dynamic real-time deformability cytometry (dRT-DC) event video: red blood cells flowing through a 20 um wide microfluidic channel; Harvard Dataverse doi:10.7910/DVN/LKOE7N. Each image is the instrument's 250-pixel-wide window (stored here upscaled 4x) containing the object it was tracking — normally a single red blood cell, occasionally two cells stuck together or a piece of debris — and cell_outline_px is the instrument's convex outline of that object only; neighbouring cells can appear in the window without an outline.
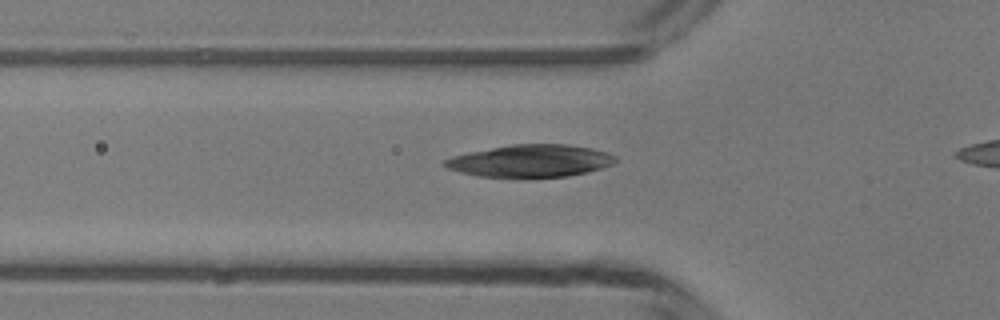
{"species": "common noctule bat (a hibernating species)", "species_latin": "Nyctalus noctula", "temperature_condition": "room temperature", "stored_images_in_passage": 28, "camera_frame_rate_fps": 3000, "um_per_image_px": 0.085, "animal": {"sex": "male", "body_mass_g": 13.3}, "frame": {"image": 1, "passage_image": 3, "time_ms": 0.667, "image_size_px": [1000, 320], "cell_outline_px": [[616, 160], [612, 164], [588, 172], [568, 176], [476, 176], [460, 172], [448, 168], [444, 164], [444, 160], [452, 156], [468, 152], [512, 144], [568, 144], [592, 148], [608, 152], [616, 156]], "centroid_in_image_um": [45.11, 13.65], "position_along_channel_um": 80.7, "area_um2": 31.79}}
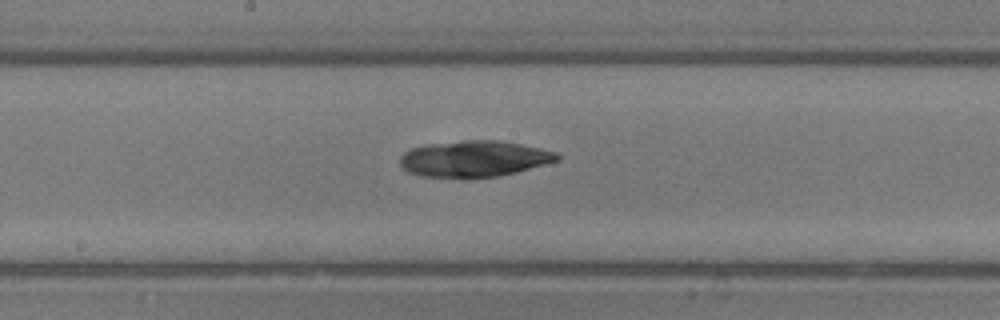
{"frame": {"image": 2, "passage_image": 12, "time_ms": 3.667, "image_size_px": [1000, 320], "cell_outline_px": [[560, 160], [516, 172], [500, 176], [420, 176], [408, 172], [400, 164], [400, 156], [404, 152], [412, 148], [424, 144], [464, 140], [500, 140], [560, 152]], "centroid_in_image_um": [40.33, 13.46], "position_along_channel_um": 207.9, "area_um2": 32.89}}
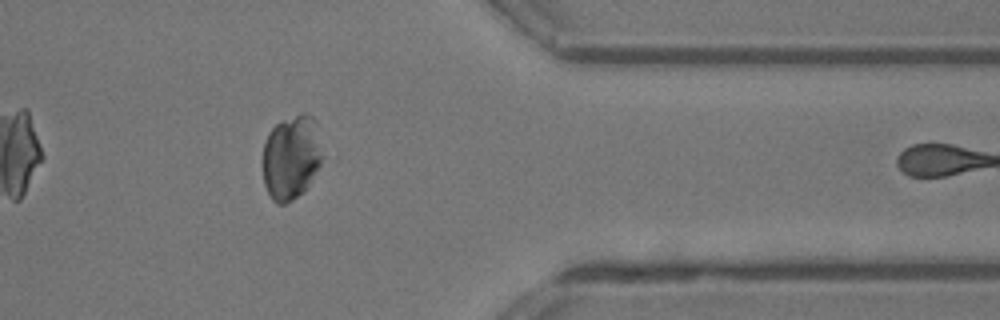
{"frame": {"image": 3, "passage_image": 26, "time_ms": 8.333, "image_size_px": [1000, 320], "cell_outline_px": [[324, 156], [320, 164], [304, 192], [292, 200], [284, 204], [276, 204], [272, 200], [264, 184], [260, 160], [264, 144], [268, 132], [280, 120], [300, 112], [308, 112], [316, 120]], "centroid_in_image_um": [24.74, 13.33], "position_along_channel_um": 386.7, "area_um2": 30.35}}